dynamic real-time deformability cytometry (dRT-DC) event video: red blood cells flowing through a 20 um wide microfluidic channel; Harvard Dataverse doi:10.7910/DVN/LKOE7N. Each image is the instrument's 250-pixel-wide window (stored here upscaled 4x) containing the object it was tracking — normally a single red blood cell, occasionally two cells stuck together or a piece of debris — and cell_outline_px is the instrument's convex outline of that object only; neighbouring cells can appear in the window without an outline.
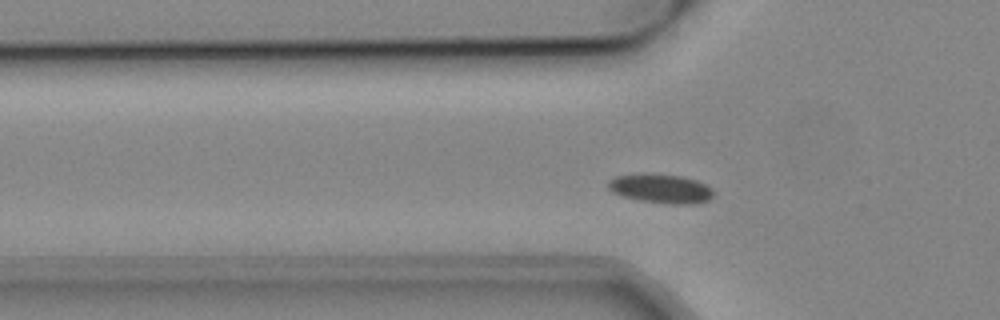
{"species": "common noctule bat (a hibernating species)", "species_latin": "Nyctalus noctula", "temperature_condition": "cold", "stored_images_in_passage": 49, "camera_frame_rate_fps": 3000, "um_per_image_px": 0.085, "animal": {"sex": "male", "body_mass_g": 19.2, "forearm_length_mm": 51.8}, "frame": {"image": 1, "passage_image": 11, "time_ms": 3.333, "image_size_px": [1000, 320], "cell_outline_px": [[712, 196], [708, 200], [692, 204], [668, 204], [640, 200], [624, 196], [612, 192], [608, 188], [608, 180], [616, 176], [640, 172], [648, 172], [680, 176], [696, 180], [712, 188]], "centroid_in_image_um": [56.13, 16.0], "position_along_channel_um": 69.7, "area_um2": 18.03}}
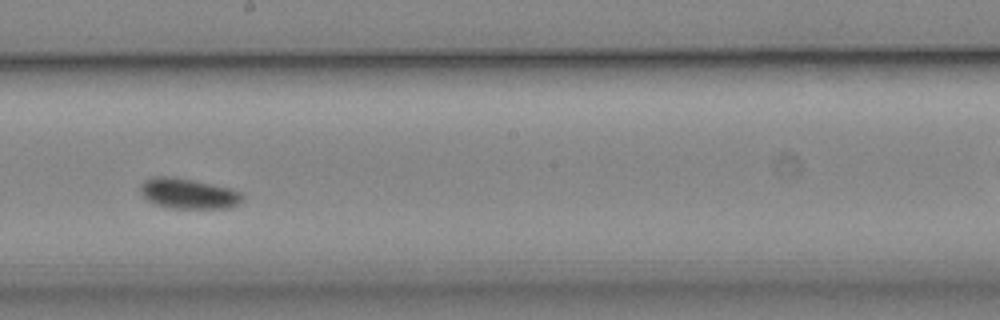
{"frame": {"image": 2, "passage_image": 24, "time_ms": 7.667, "image_size_px": [1000, 320], "cell_outline_px": [[244, 200], [228, 208], [168, 208], [156, 204], [148, 200], [140, 192], [140, 184], [144, 180], [152, 176], [168, 176], [196, 180], [232, 188], [240, 192], [244, 196]], "centroid_in_image_um": [16.01, 16.44], "position_along_channel_um": 232.2, "area_um2": 18.26}}
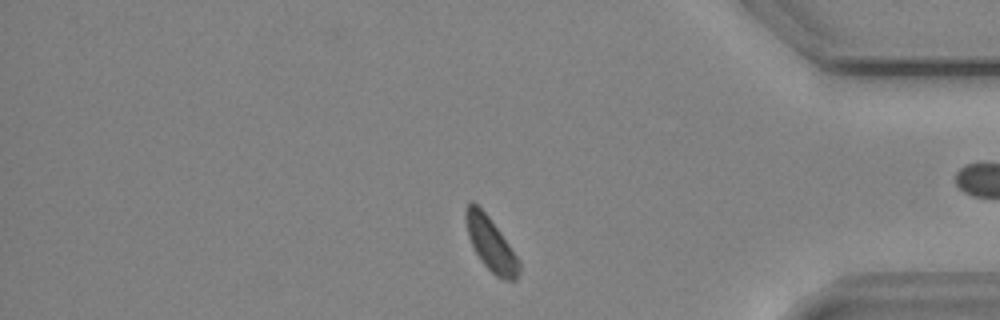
{"frame": {"image": 3, "passage_image": 39, "time_ms": 12.667, "image_size_px": [1000, 320], "cell_outline_px": [[520, 272], [516, 280], [504, 280], [496, 276], [480, 260], [468, 236], [464, 216], [464, 212], [468, 204], [472, 200], [488, 216], [500, 232], [520, 260]], "centroid_in_image_um": [41.72, 20.76], "position_along_channel_um": 393.5, "area_um2": 16.47}}